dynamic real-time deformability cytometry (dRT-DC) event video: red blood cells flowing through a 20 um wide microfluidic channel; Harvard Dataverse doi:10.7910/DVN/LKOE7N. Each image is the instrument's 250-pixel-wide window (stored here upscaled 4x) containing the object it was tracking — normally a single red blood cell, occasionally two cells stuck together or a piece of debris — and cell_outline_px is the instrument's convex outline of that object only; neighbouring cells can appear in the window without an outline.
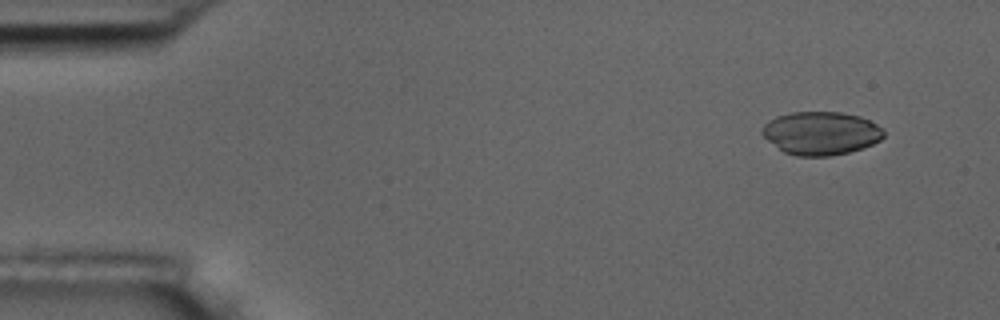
{"species": "common noctule bat (a hibernating species)", "species_latin": "Nyctalus noctula", "temperature_condition": "room temperature", "stored_images_in_passage": 4, "camera_frame_rate_fps": 3000, "um_per_image_px": 0.085, "animal": {"sex": "male", "body_mass_g": 17.5, "forearm_length_mm": 52.3}, "frame": {"image": 1, "passage_image": 1, "time_ms": 0.0, "image_size_px": [1000, 320], "cell_outline_px": [[884, 136], [880, 140], [864, 148], [848, 152], [828, 156], [796, 156], [784, 152], [768, 140], [760, 132], [760, 128], [768, 120], [776, 116], [792, 112], [840, 112], [860, 116], [876, 124], [884, 132]], "centroid_in_image_um": [69.75, 11.32], "position_along_channel_um": 15.2, "area_um2": 30.63}}